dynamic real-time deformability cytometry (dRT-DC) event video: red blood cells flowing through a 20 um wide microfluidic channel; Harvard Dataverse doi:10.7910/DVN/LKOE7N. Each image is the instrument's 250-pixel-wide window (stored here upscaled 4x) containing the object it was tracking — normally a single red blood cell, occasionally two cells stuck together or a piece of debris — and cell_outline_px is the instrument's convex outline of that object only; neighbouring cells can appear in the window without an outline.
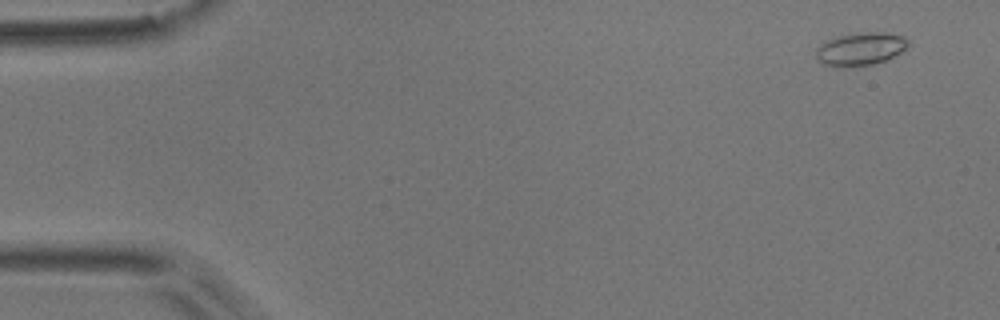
{"species": "common noctule bat (a hibernating species)", "species_latin": "Nyctalus noctula", "temperature_condition": "room temperature", "stored_images_in_passage": 4, "camera_frame_rate_fps": 3000, "um_per_image_px": 0.085, "animal": {"sex": "male", "body_mass_g": 17.9}, "frame": {"image": 1, "passage_image": 1, "time_ms": 0.0, "image_size_px": [1000, 320], "cell_outline_px": [[908, 48], [884, 60], [872, 64], [844, 68], [840, 68], [824, 64], [816, 56], [816, 48], [820, 44], [828, 40], [840, 36], [864, 32], [888, 32], [904, 36], [908, 40]], "centroid_in_image_um": [73.15, 4.16], "position_along_channel_um": 11.8, "area_um2": 17.63}}